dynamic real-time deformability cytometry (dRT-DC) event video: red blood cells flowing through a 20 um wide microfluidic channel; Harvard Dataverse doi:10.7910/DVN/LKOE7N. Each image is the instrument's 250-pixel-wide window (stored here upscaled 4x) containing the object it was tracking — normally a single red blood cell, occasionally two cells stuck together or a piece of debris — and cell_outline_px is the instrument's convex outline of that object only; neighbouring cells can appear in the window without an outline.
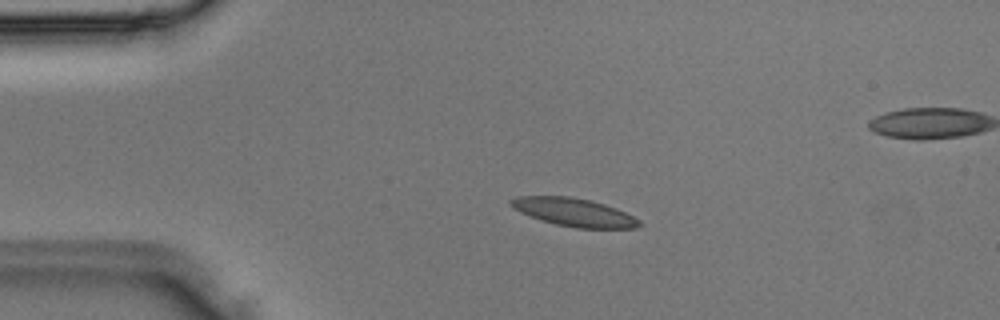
{"species": "Egyptian fruit bat (a non-hibernating species)", "species_latin": "Rousettus aegyptiacus", "temperature_condition": "room temperature", "stored_images_in_passage": 4, "camera_frame_rate_fps": 3000, "um_per_image_px": 0.085, "animal": {"sex": "male"}, "frame": {"image": 1, "passage_image": 2, "time_ms": 0.333, "image_size_px": [1000, 320], "cell_outline_px": [[640, 224], [636, 228], [576, 228], [556, 224], [540, 220], [520, 212], [512, 208], [508, 204], [508, 200], [516, 196], [568, 196], [588, 200], [604, 204], [616, 208], [640, 220]], "centroid_in_image_um": [48.72, 18.04], "position_along_channel_um": 36.3, "area_um2": 20.98}}